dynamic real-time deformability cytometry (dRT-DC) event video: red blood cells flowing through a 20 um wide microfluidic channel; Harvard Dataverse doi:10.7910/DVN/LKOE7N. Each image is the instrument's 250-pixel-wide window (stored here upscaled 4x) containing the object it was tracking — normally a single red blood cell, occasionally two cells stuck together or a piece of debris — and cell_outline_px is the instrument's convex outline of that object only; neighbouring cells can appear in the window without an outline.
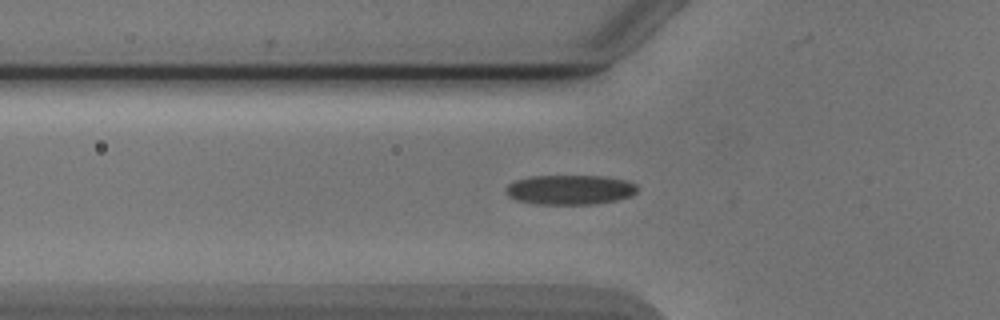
{"species": "Egyptian fruit bat (a non-hibernating species)", "species_latin": "Rousettus aegyptiacus", "temperature_condition": "cold", "stored_images_in_passage": 44, "camera_frame_rate_fps": 3000, "um_per_image_px": 0.085, "animal": {"sex": "male"}, "frame": {"image": 1, "passage_image": 15, "time_ms": 4.667, "image_size_px": [1000, 320], "cell_outline_px": [[636, 192], [632, 196], [616, 200], [596, 204], [536, 204], [516, 200], [508, 196], [504, 188], [508, 184], [516, 180], [532, 176], [604, 176], [628, 180], [636, 184]], "centroid_in_image_um": [48.45, 16.13], "position_along_channel_um": 77.4, "area_um2": 22.89}}
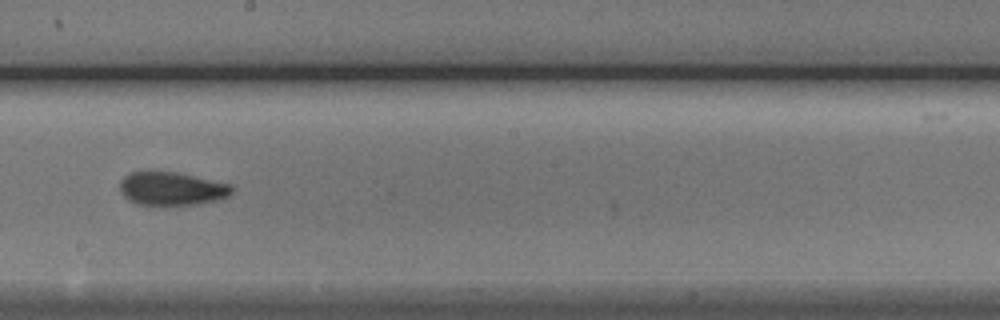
{"frame": {"image": 2, "passage_image": 27, "time_ms": 8.667, "image_size_px": [1000, 320], "cell_outline_px": [[236, 188], [228, 196], [220, 200], [196, 204], [168, 208], [160, 208], [136, 204], [128, 200], [120, 192], [120, 180], [124, 176], [132, 172], [176, 172], [232, 184]], "centroid_in_image_um": [14.61, 16.09], "position_along_channel_um": 233.6, "area_um2": 22.72}}
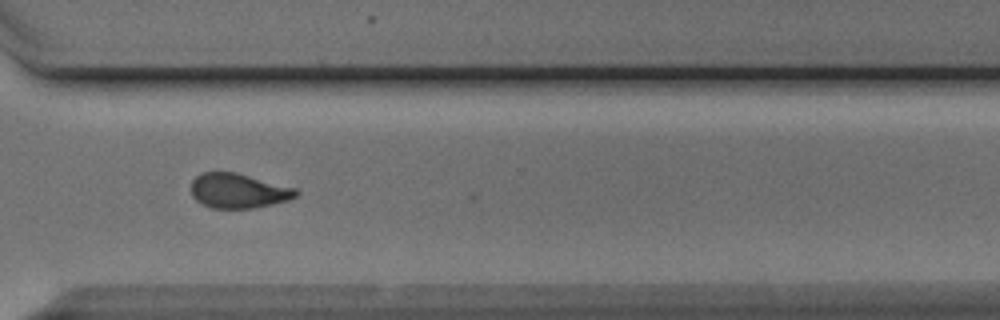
{"frame": {"image": 3, "passage_image": 36, "time_ms": 11.667, "image_size_px": [1000, 320], "cell_outline_px": [[300, 192], [296, 196], [288, 200], [272, 204], [252, 208], [212, 208], [196, 200], [192, 196], [192, 180], [196, 176], [204, 172], [236, 172], [296, 188]], "centroid_in_image_um": [20.27, 16.21], "position_along_channel_um": 350.3, "area_um2": 21.1}, "authors_computed_cell_mechanics": {"area_um2": 21.2415, "velocity_mm_per_s": 3.8907, "shape_relaxation_time_tau1_ms": 3.5991, "shape_relaxation_time_tau2_ms": 1.8799, "deformation_change_tau1": 0.1249, "deformation_change_tau2": 0.0843}}